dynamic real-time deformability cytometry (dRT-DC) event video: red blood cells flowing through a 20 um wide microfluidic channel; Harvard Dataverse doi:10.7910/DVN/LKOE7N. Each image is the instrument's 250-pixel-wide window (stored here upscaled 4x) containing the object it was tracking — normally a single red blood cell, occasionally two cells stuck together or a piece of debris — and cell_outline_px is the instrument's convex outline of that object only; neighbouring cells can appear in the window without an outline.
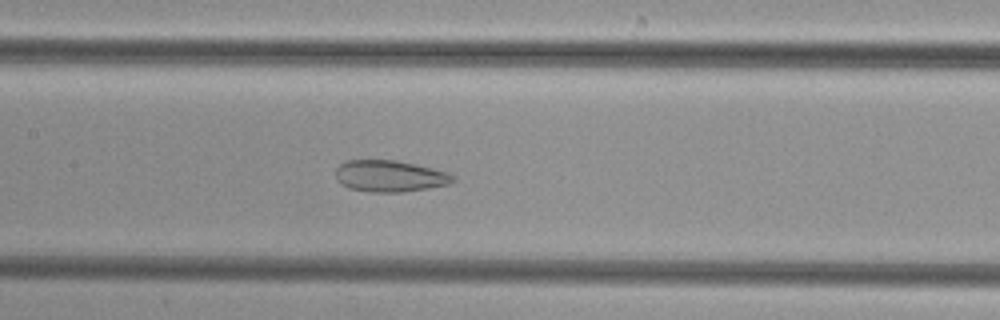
{"species": "common noctule bat (a hibernating species)", "species_latin": "Nyctalus noctula", "temperature_condition": "cold", "stored_images_in_passage": 52, "camera_frame_rate_fps": 3000, "um_per_image_px": 0.085, "animal": {"sex": "female", "body_mass_g": 29.2, "forearm_length_mm": 56.3}, "frame": {"image": 1, "passage_image": 24, "time_ms": 7.667, "image_size_px": [1000, 320], "cell_outline_px": [[456, 180], [448, 184], [428, 188], [400, 192], [372, 192], [348, 188], [340, 184], [336, 180], [336, 168], [340, 164], [348, 160], [396, 160], [416, 164], [448, 172]], "centroid_in_image_um": [33.1, 14.96], "position_along_channel_um": 174.3, "area_um2": 21.56}}
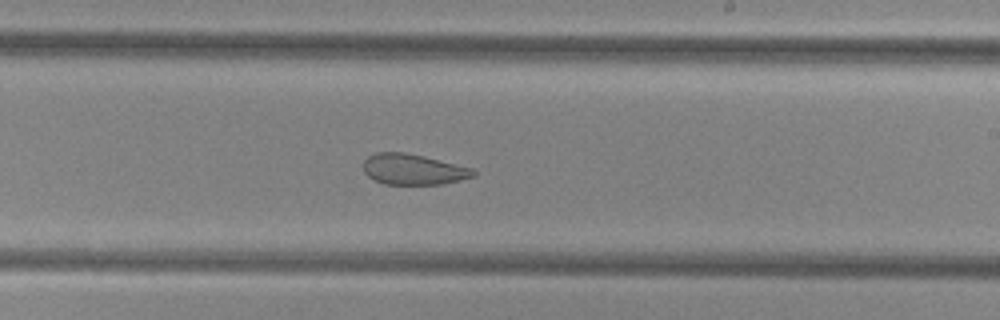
{"frame": {"image": 2, "passage_image": 30, "time_ms": 9.667, "image_size_px": [1000, 320], "cell_outline_px": [[476, 176], [444, 184], [384, 184], [372, 180], [364, 172], [364, 160], [368, 156], [376, 152], [404, 152], [424, 156], [472, 168], [476, 172]], "centroid_in_image_um": [35.12, 14.4], "position_along_channel_um": 253.9, "area_um2": 19.77}}
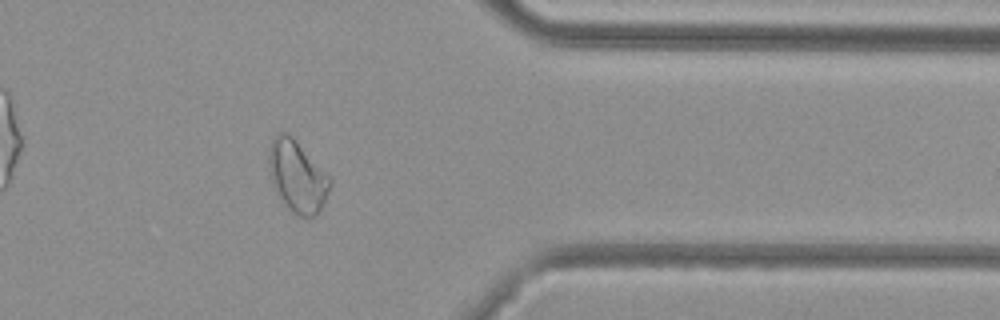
{"frame": {"image": 3, "passage_image": 41, "time_ms": 13.333, "image_size_px": [1000, 320], "cell_outline_px": [[332, 184], [324, 204], [320, 212], [316, 216], [308, 220], [292, 212], [276, 196], [272, 184], [268, 164], [268, 148], [272, 140], [280, 132], [288, 132], [296, 140], [332, 180]], "centroid_in_image_um": [25.26, 15.04], "position_along_channel_um": 386.1, "area_um2": 25.95}}